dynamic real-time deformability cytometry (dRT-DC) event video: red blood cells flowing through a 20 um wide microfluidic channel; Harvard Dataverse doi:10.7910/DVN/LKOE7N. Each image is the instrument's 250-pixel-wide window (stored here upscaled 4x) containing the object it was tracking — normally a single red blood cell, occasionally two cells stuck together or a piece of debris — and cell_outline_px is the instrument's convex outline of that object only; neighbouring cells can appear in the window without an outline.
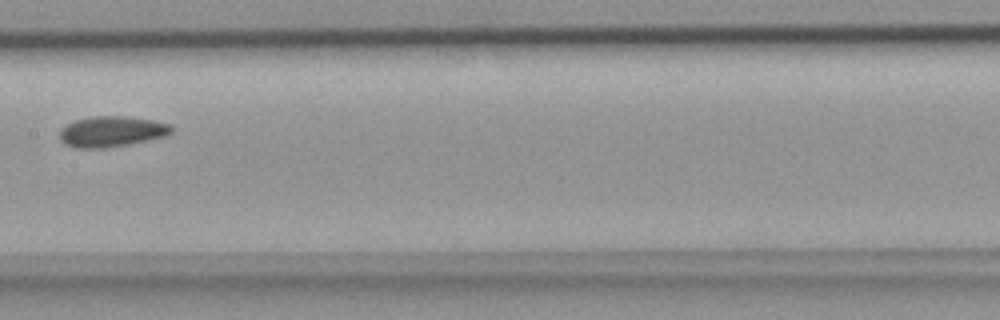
{"species": "common noctule bat (a hibernating species)", "species_latin": "Nyctalus noctula", "temperature_condition": "room temperature", "stored_images_in_passage": 9, "camera_frame_rate_fps": 3000, "um_per_image_px": 0.085, "animal": {"sex": "female", "body_mass_g": 18.4}, "frame": {"image": 1, "passage_image": 7, "time_ms": 2.0, "image_size_px": [1000, 320], "cell_outline_px": [[172, 132], [168, 136], [108, 148], [76, 148], [64, 144], [60, 140], [60, 128], [76, 120], [92, 116], [124, 116], [152, 120], [172, 124]], "centroid_in_image_um": [9.5, 11.18], "position_along_channel_um": 197.9, "area_um2": 20.11}}
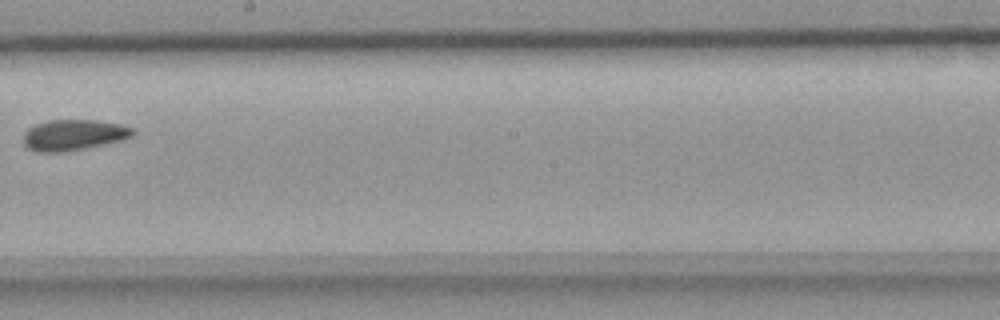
{"frame": {"image": 2, "passage_image": 8, "time_ms": 2.333, "image_size_px": [1000, 320], "cell_outline_px": [[136, 132], [132, 136], [120, 140], [60, 152], [40, 152], [28, 148], [24, 144], [24, 132], [28, 128], [36, 124], [48, 120], [96, 120], [120, 124], [136, 128]], "centroid_in_image_um": [6.25, 11.44], "position_along_channel_um": 241.9, "area_um2": 19.36}}